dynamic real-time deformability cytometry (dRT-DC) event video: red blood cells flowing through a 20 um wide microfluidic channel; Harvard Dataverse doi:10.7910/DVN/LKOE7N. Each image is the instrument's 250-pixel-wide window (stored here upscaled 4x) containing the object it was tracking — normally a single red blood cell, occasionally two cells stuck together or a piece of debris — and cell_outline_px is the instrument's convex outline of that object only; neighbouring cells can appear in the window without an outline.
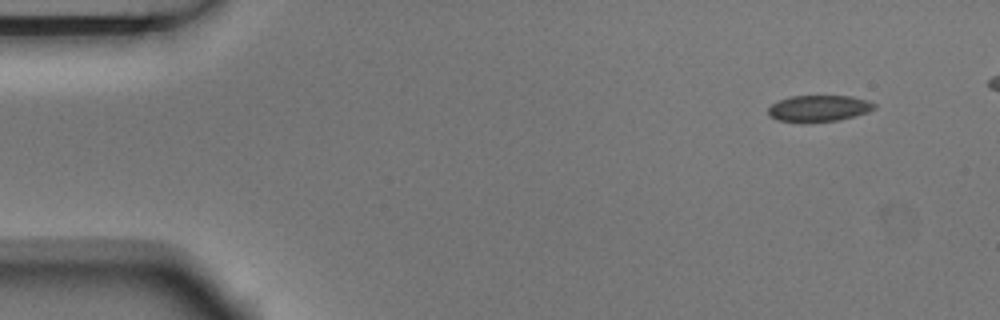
{"species": "Egyptian fruit bat (a non-hibernating species)", "species_latin": "Rousettus aegyptiacus", "temperature_condition": "room temperature", "stored_images_in_passage": 4, "camera_frame_rate_fps": 3000, "um_per_image_px": 0.085, "animal": {"sex": "male"}, "frame": {"image": 1, "passage_image": 1, "time_ms": 0.0, "image_size_px": [1000, 320], "cell_outline_px": [[876, 108], [868, 112], [856, 116], [836, 120], [804, 124], [800, 124], [776, 120], [768, 116], [768, 108], [772, 104], [780, 100], [792, 96], [852, 96], [868, 100], [876, 104]], "centroid_in_image_um": [69.58, 9.24], "position_along_channel_um": 15.4, "area_um2": 16.76}}